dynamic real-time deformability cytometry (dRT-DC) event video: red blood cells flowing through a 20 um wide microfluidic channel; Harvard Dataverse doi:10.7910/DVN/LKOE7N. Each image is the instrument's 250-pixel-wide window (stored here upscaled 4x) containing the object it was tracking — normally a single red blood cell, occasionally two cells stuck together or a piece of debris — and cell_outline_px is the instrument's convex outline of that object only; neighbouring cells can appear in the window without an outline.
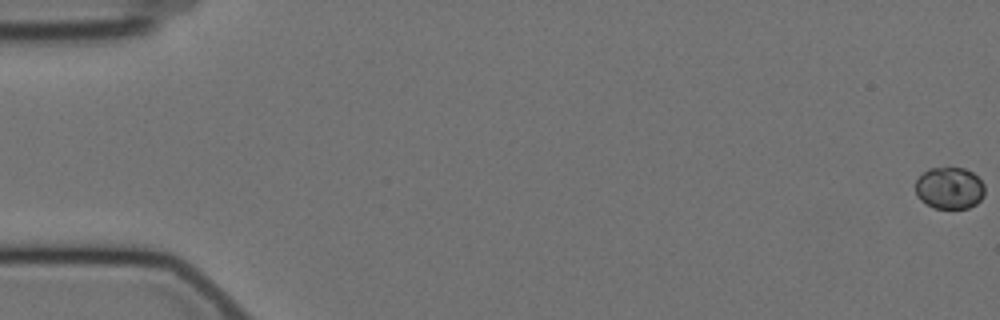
{"species": "Egyptian fruit bat (a non-hibernating species)", "species_latin": "Rousettus aegyptiacus", "temperature_condition": "cold", "stored_images_in_passage": 59, "camera_frame_rate_fps": 3000, "um_per_image_px": 0.085, "animal": {"sex": "female"}, "frame": {"image": 1, "passage_image": 1, "time_ms": 0.0, "image_size_px": [1000, 320], "cell_outline_px": [[984, 196], [976, 204], [968, 208], [932, 208], [920, 200], [916, 196], [916, 180], [928, 168], [964, 168], [972, 172], [984, 184]], "centroid_in_image_um": [80.7, 16.0], "position_along_channel_um": 4.3, "area_um2": 16.94}}
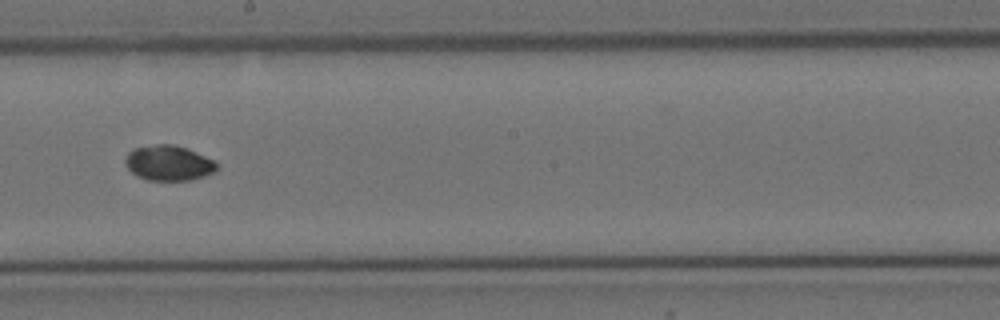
{"frame": {"image": 2, "passage_image": 34, "time_ms": 11.0, "image_size_px": [1000, 320], "cell_outline_px": [[216, 168], [212, 172], [204, 176], [192, 180], [148, 180], [136, 176], [124, 164], [124, 160], [128, 152], [136, 148], [156, 144], [172, 144], [188, 148], [216, 160]], "centroid_in_image_um": [14.33, 13.85], "position_along_channel_um": 233.9, "area_um2": 18.84}}
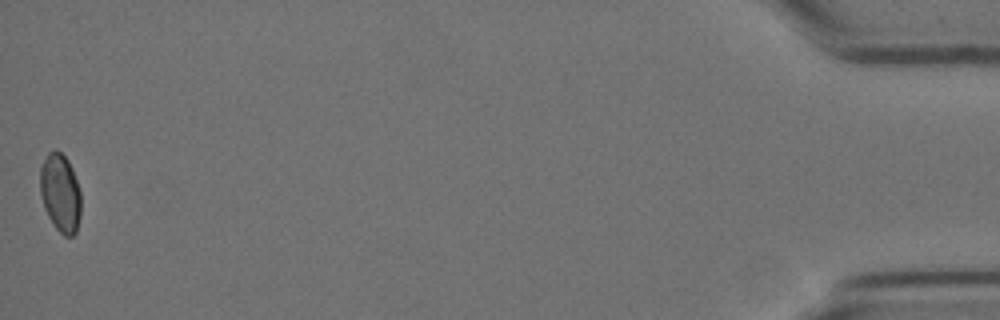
{"frame": {"image": 3, "passage_image": 59, "time_ms": 19.333, "image_size_px": [1000, 320], "cell_outline_px": [[80, 216], [76, 232], [72, 236], [64, 236], [56, 228], [48, 216], [44, 208], [40, 192], [40, 168], [48, 152], [56, 148], [68, 160], [72, 168], [80, 192]], "centroid_in_image_um": [5.12, 16.39], "position_along_channel_um": 430.1, "area_um2": 18.61}, "authors_computed_cell_mechanics": {"area_um2": 18.3226, "velocity_mm_per_s": 3.5021, "shape_relaxation_time_tau1_ms": 9.3329, "shape_relaxation_time_tau2_ms": 1.9689, "deformation_change_tau1": 0.1104, "deformation_change_tau2": 0.0212}}